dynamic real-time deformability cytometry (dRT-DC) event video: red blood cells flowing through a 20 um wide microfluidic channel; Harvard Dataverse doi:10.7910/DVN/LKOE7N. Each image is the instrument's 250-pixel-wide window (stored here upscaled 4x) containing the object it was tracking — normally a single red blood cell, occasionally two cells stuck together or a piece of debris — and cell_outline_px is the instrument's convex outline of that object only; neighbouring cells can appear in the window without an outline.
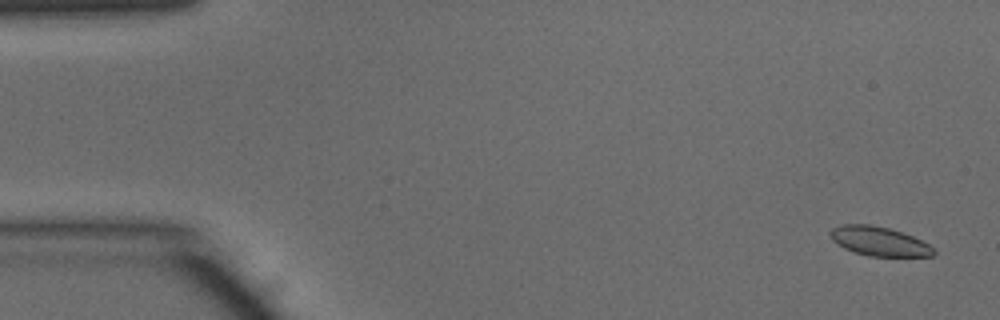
{"species": "common noctule bat (a hibernating species)", "species_latin": "Nyctalus noctula", "temperature_condition": "warm", "stored_images_in_passage": 49, "camera_frame_rate_fps": 3000, "um_per_image_px": 0.085, "animal": {"sex": "male", "body_mass_g": 15.6}, "frame": {"image": 1, "passage_image": 2, "time_ms": 0.333, "image_size_px": [1000, 320], "cell_outline_px": [[936, 252], [932, 256], [868, 256], [844, 248], [832, 240], [828, 232], [832, 228], [840, 224], [872, 224], [888, 228], [912, 236], [928, 244]], "centroid_in_image_um": [74.68, 20.5], "position_along_channel_um": 10.3, "area_um2": 17.46}}
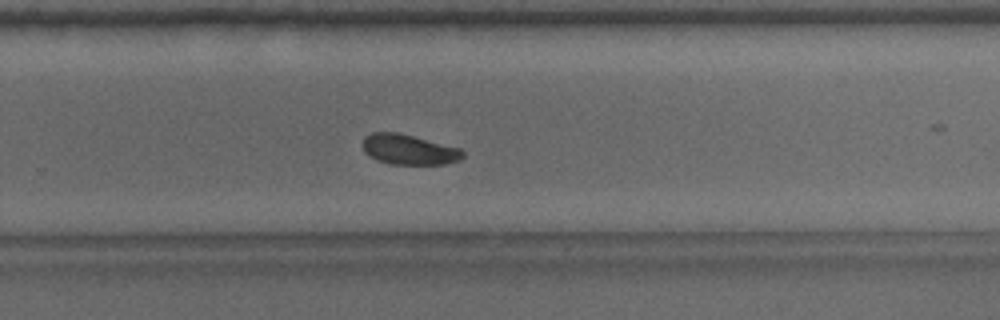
{"frame": {"image": 2, "passage_image": 32, "time_ms": 10.333, "image_size_px": [1000, 320], "cell_outline_px": [[464, 156], [460, 160], [444, 164], [388, 164], [376, 160], [364, 152], [364, 136], [372, 132], [396, 132], [460, 148], [464, 152]], "centroid_in_image_um": [34.75, 12.72], "position_along_channel_um": 295.1, "area_um2": 17.51}}
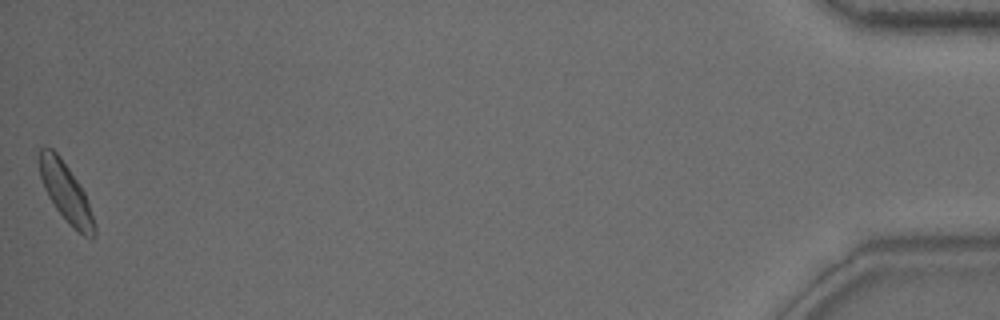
{"frame": {"image": 3, "passage_image": 49, "time_ms": 16.0, "image_size_px": [1000, 320], "cell_outline_px": [[96, 236], [92, 240], [84, 236], [72, 228], [56, 208], [48, 196], [44, 188], [40, 176], [40, 148], [52, 148], [60, 156], [80, 184], [84, 192], [96, 228]], "centroid_in_image_um": [5.62, 16.4], "position_along_channel_um": 429.6, "area_um2": 18.61}, "authors_computed_cell_mechanics": {"area_um2": 18.3804, "velocity_mm_per_s": 4.0911, "shape_relaxation_time_tau1_ms": 2.4117, "shape_relaxation_time_tau2_ms": 1.1245, "deformation_change_tau1": 0.1101, "deformation_change_tau2": 0.0567}}